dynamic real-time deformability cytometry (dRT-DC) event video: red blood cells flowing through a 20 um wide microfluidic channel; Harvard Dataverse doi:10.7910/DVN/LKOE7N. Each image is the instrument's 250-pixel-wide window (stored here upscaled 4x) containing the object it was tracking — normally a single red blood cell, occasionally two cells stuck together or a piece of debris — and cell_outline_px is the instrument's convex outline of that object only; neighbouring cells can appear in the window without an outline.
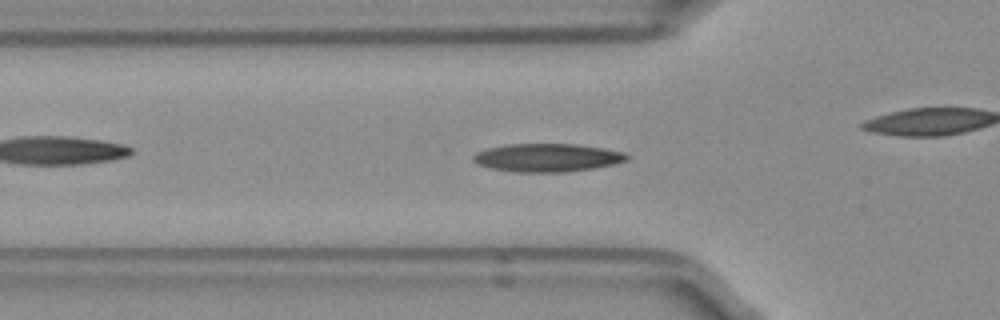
{"species": "Egyptian fruit bat (a non-hibernating species)", "species_latin": "Rousettus aegyptiacus", "temperature_condition": "room temperature", "stored_images_in_passage": 50, "camera_frame_rate_fps": 3000, "um_per_image_px": 0.085, "frame": {"image": 1, "passage_image": 15, "time_ms": 4.667, "image_size_px": [1000, 320], "cell_outline_px": [[628, 160], [612, 164], [592, 168], [564, 172], [516, 172], [488, 168], [472, 160], [472, 156], [476, 152], [488, 148], [508, 144], [576, 144], [604, 148], [624, 152], [628, 156]], "centroid_in_image_um": [46.49, 13.4], "position_along_channel_um": 79.3, "area_um2": 25.14}, "authors_computed_cell_mechanics": {"area_um2": 23.987, "velocity_mm_per_s": 3.9406, "shape_relaxation_time_tau1_ms": 7.2025, "shape_relaxation_time_tau2_ms": 3.6943, "deformation_change_tau1": 0.1963, "deformation_change_tau2": 0.1036}}